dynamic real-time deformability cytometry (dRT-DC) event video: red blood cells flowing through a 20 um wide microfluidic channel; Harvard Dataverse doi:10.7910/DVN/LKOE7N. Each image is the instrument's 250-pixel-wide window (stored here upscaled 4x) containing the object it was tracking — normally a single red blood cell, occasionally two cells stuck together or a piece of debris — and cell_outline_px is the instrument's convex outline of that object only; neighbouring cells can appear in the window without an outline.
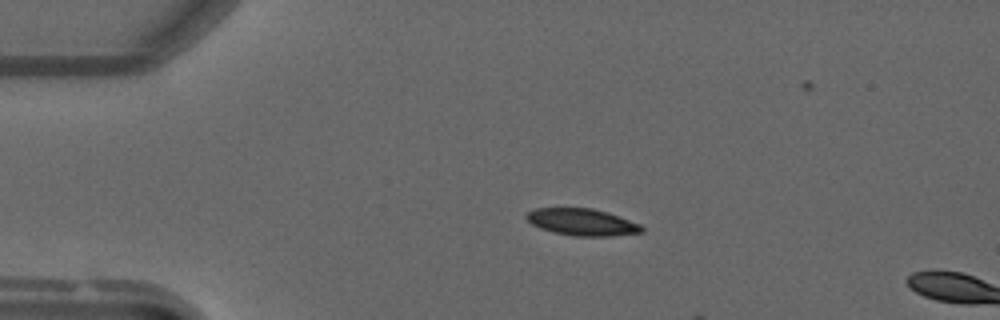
{"species": "common noctule bat (a hibernating species)", "species_latin": "Nyctalus noctula", "temperature_condition": "warm", "stored_images_in_passage": 3, "camera_frame_rate_fps": 3000, "um_per_image_px": 0.085, "animal": {"sex": "male", "forearm_length_mm": 52.5}, "frame": {"image": 1, "passage_image": 1, "time_ms": 0.0, "image_size_px": [1000, 320], "cell_outline_px": [[644, 232], [608, 236], [572, 236], [552, 232], [540, 228], [532, 224], [524, 216], [528, 212], [536, 208], [592, 208], [608, 212], [620, 216], [640, 224], [644, 228]], "centroid_in_image_um": [49.48, 18.88], "position_along_channel_um": 35.5, "area_um2": 18.15}}